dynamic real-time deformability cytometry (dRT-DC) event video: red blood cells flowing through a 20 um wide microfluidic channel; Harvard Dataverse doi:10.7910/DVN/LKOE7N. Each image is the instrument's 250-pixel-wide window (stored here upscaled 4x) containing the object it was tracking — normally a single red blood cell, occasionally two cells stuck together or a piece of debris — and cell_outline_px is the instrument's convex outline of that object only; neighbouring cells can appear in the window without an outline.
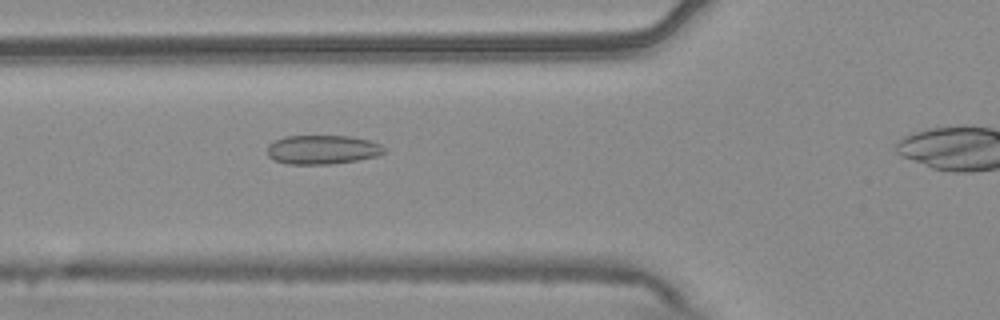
{"species": "common noctule bat (a hibernating species)", "species_latin": "Nyctalus noctula", "temperature_condition": "warm", "stored_images_in_passage": 38, "camera_frame_rate_fps": 3000, "um_per_image_px": 0.085, "animal": {"sex": "male", "body_mass_g": 20.4}, "frame": {"image": 1, "passage_image": 13, "time_ms": 4.0, "image_size_px": [1000, 320], "cell_outline_px": [[384, 152], [376, 156], [356, 160], [332, 164], [288, 164], [276, 160], [268, 156], [268, 144], [284, 136], [348, 136], [368, 140], [380, 144], [384, 148]], "centroid_in_image_um": [27.38, 12.72], "position_along_channel_um": 98.4, "area_um2": 19.59}}
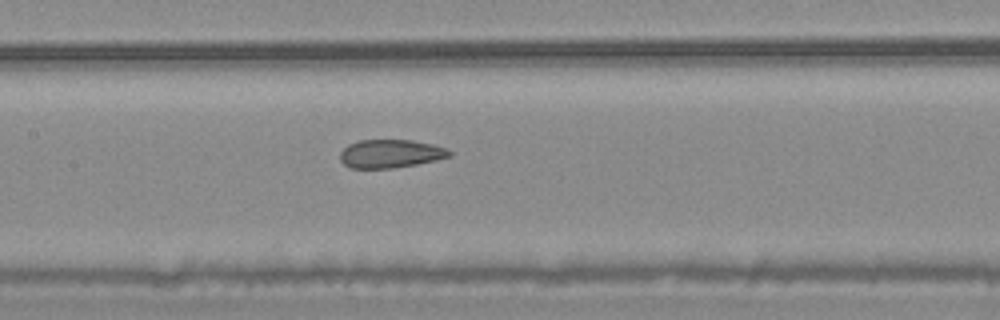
{"frame": {"image": 2, "passage_image": 19, "time_ms": 6.0, "image_size_px": [1000, 320], "cell_outline_px": [[452, 156], [416, 164], [392, 168], [348, 168], [340, 160], [340, 152], [348, 144], [360, 140], [412, 140], [432, 144], [448, 148], [452, 152]], "centroid_in_image_um": [33.19, 13.06], "position_along_channel_um": 174.2, "area_um2": 18.09}}
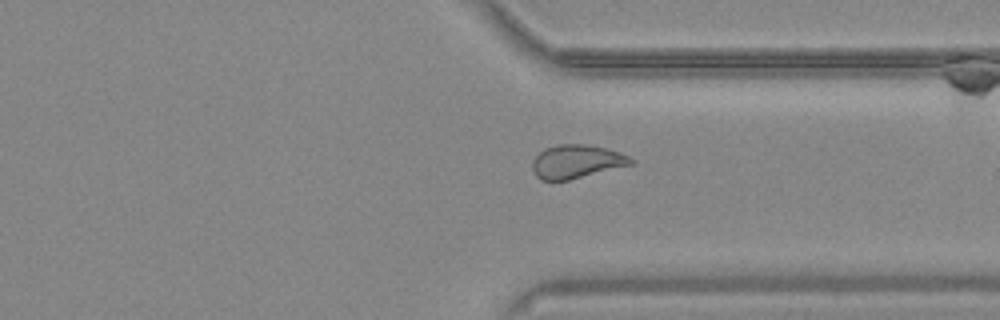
{"frame": {"image": 3, "passage_image": 34, "time_ms": 11.0, "image_size_px": [1000, 320], "cell_outline_px": [[636, 160], [632, 164], [568, 180], [540, 180], [536, 176], [532, 168], [532, 160], [544, 148], [556, 144], [584, 144], [604, 148], [620, 152]], "centroid_in_image_um": [48.98, 13.72], "position_along_channel_um": 362.4, "area_um2": 19.13}}